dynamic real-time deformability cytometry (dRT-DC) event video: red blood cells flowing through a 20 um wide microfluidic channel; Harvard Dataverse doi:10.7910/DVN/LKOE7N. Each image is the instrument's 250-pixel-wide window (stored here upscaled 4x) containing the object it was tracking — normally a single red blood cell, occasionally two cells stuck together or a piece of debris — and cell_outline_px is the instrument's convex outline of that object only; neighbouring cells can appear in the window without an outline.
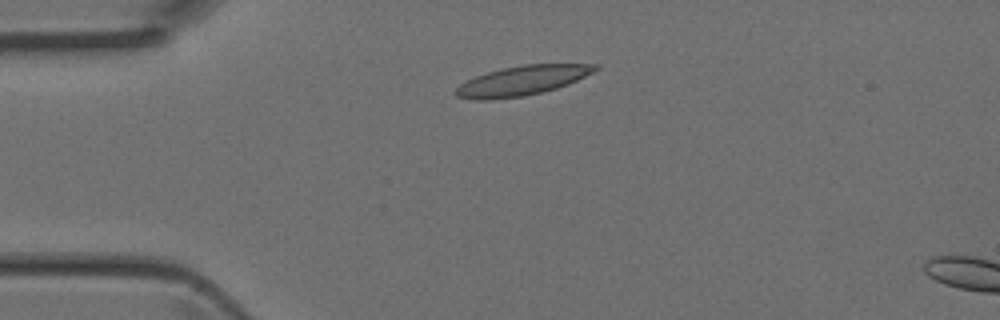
{"species": "Egyptian fruit bat (a non-hibernating species)", "species_latin": "Rousettus aegyptiacus", "temperature_condition": "room temperature", "stored_images_in_passage": 3, "camera_frame_rate_fps": 3000, "um_per_image_px": 0.085, "animal": {"sex": "female"}, "frame": {"image": 1, "passage_image": 2, "time_ms": 0.333, "image_size_px": [1000, 320], "cell_outline_px": [[600, 68], [568, 84], [556, 88], [524, 96], [492, 100], [472, 100], [456, 96], [456, 88], [460, 84], [476, 76], [488, 72], [504, 68], [524, 64], [600, 64]], "centroid_in_image_um": [44.37, 6.86], "position_along_channel_um": 40.6, "area_um2": 23.81}}